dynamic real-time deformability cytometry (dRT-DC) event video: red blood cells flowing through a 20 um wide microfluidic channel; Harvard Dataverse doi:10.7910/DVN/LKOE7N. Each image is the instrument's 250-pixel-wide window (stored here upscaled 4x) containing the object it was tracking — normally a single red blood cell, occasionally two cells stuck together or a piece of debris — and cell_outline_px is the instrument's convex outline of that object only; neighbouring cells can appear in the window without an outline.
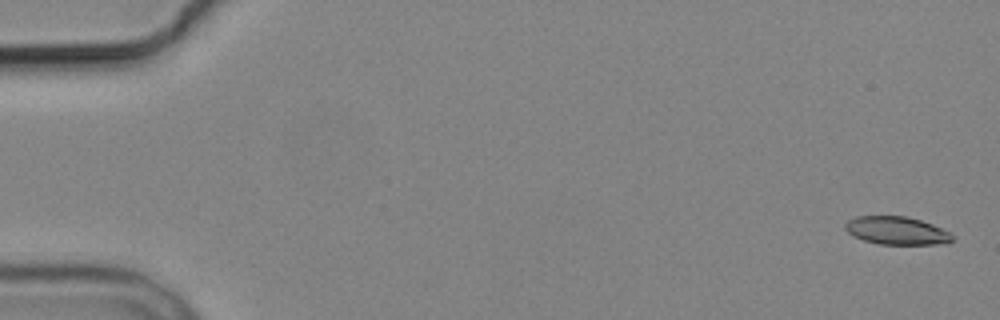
{"species": "common noctule bat (a hibernating species)", "species_latin": "Nyctalus noctula", "temperature_condition": "cold", "stored_images_in_passage": 5, "camera_frame_rate_fps": 3000, "um_per_image_px": 0.085, "animal": {"sex": "male", "body_mass_g": 19.2, "forearm_length_mm": 51.8}, "frame": {"image": 1, "passage_image": 1, "time_ms": 0.0, "image_size_px": [1000, 320], "cell_outline_px": [[952, 240], [948, 244], [880, 244], [864, 240], [852, 236], [844, 228], [844, 224], [848, 220], [856, 216], [904, 216], [920, 220], [932, 224], [948, 232], [952, 236]], "centroid_in_image_um": [76.18, 19.6], "position_along_channel_um": 8.8, "area_um2": 17.4}}
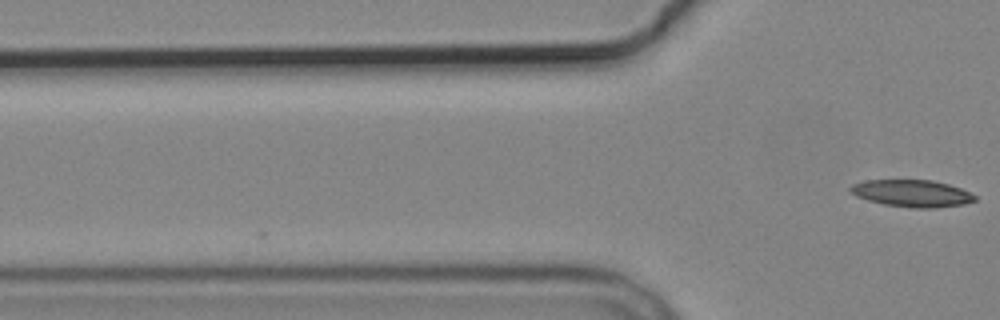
{"frame": {"image": 2, "passage_image": 5, "time_ms": 4.667, "image_size_px": [1000, 320], "cell_outline_px": [[976, 200], [964, 204], [936, 208], [912, 208], [884, 204], [868, 200], [856, 196], [848, 188], [852, 184], [864, 180], [932, 180], [948, 184], [960, 188], [976, 196]], "centroid_in_image_um": [77.51, 16.43], "position_along_channel_um": 48.3, "area_um2": 19.59}}